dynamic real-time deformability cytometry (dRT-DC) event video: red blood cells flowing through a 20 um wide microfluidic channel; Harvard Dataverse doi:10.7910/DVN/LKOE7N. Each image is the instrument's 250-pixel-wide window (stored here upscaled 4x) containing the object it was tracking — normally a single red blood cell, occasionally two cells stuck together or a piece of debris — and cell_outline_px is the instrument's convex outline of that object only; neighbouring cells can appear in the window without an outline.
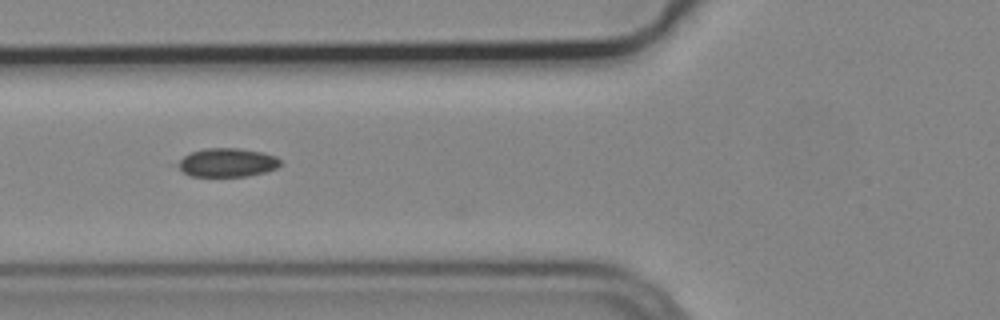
{"species": "common noctule bat (a hibernating species)", "species_latin": "Nyctalus noctula", "temperature_condition": "cold", "stored_images_in_passage": 7, "segment_of_instrument_passage": [2, 2], "camera_frame_rate_fps": 3000, "um_per_image_px": 0.085, "animal": {"sex": "male", "body_mass_g": 19.2, "forearm_length_mm": 51.8}, "frame": {"image": 1, "passage_image": 6, "time_ms": 1.667, "image_size_px": [1000, 320], "cell_outline_px": [[280, 164], [276, 168], [264, 172], [248, 176], [192, 176], [184, 172], [180, 168], [180, 160], [184, 156], [192, 152], [204, 148], [240, 148], [264, 152], [276, 156], [280, 160]], "centroid_in_image_um": [19.36, 13.8], "position_along_channel_um": 106.4, "area_um2": 16.94}}
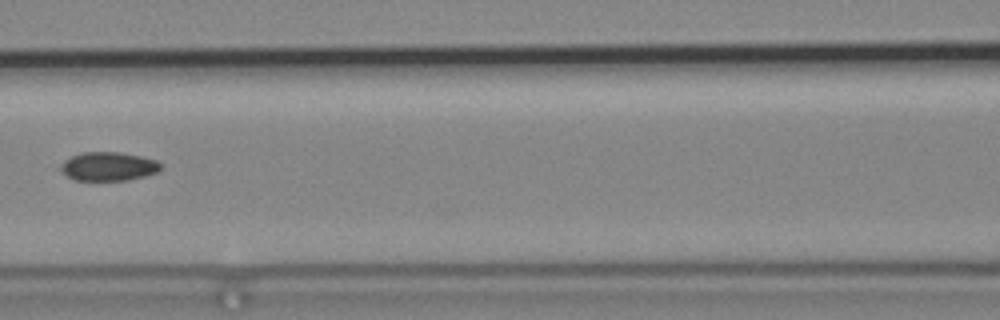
{"frame": {"image": 2, "passage_image": 7, "time_ms": 2.0, "image_size_px": [1000, 320], "cell_outline_px": [[164, 164], [156, 172], [144, 176], [128, 180], [72, 180], [60, 168], [60, 164], [64, 160], [80, 152], [120, 152], [140, 156], [156, 160]], "centroid_in_image_um": [9.21, 14.14], "position_along_channel_um": 157.4, "area_um2": 16.76}}